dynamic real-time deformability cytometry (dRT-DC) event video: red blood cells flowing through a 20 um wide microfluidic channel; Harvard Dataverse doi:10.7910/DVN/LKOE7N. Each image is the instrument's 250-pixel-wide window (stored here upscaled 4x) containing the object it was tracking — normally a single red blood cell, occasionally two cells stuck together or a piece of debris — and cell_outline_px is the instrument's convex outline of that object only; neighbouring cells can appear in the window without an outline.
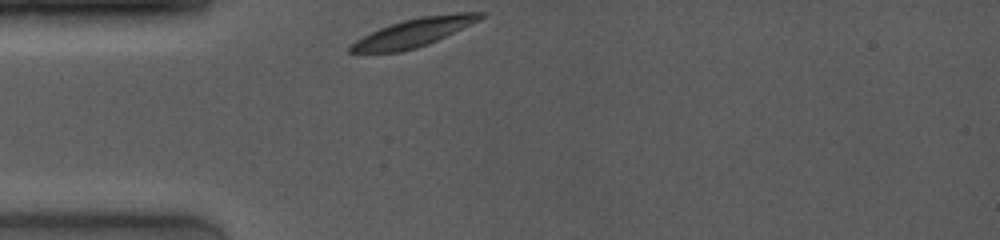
{"species": "common noctule bat (a hibernating species)", "species_latin": "Nyctalus noctula", "temperature_condition": "room temperature", "stored_images_in_passage": 18, "camera_frame_rate_fps": 4000, "um_per_image_px": 0.085, "animal": {"sex": "female", "body_mass_g": 19.0, "forearm_length_mm": 53.3}, "frame": {"image": 1, "passage_image": 1, "time_ms": 0.0, "image_size_px": [1000, 240], "cell_outline_px": [[484, 16], [480, 20], [428, 44], [416, 48], [400, 52], [348, 52], [348, 48], [356, 40], [380, 28], [404, 20], [420, 16], [456, 12], [484, 12]], "centroid_in_image_um": [35.21, 2.75], "position_along_channel_um": 49.8, "area_um2": 21.1}}
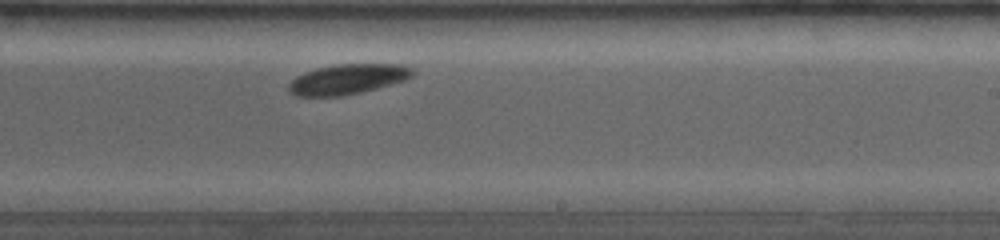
{"frame": {"image": 2, "passage_image": 13, "time_ms": 5.75, "image_size_px": [1000, 240], "cell_outline_px": [[416, 72], [412, 76], [404, 80], [376, 88], [360, 92], [340, 96], [296, 96], [288, 92], [288, 84], [296, 76], [304, 72], [316, 68], [336, 64], [404, 64], [412, 68]], "centroid_in_image_um": [29.53, 6.72], "position_along_channel_um": 259.5, "area_um2": 21.79}}
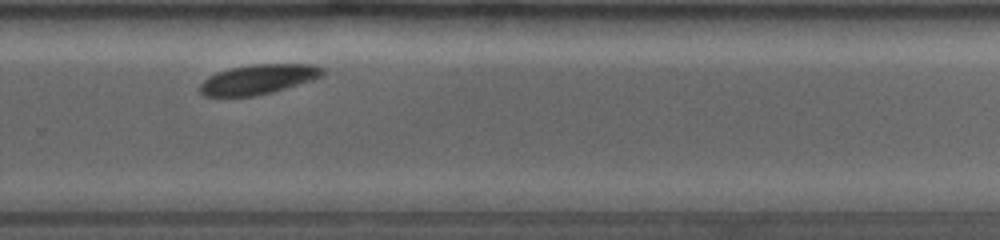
{"frame": {"image": 3, "passage_image": 16, "time_ms": 7.0, "image_size_px": [1000, 240], "cell_outline_px": [[324, 76], [312, 80], [272, 92], [252, 96], [204, 96], [200, 92], [200, 84], [208, 76], [216, 72], [232, 68], [252, 64], [312, 64], [324, 68]], "centroid_in_image_um": [21.96, 6.73], "position_along_channel_um": 307.8, "area_um2": 21.21}}